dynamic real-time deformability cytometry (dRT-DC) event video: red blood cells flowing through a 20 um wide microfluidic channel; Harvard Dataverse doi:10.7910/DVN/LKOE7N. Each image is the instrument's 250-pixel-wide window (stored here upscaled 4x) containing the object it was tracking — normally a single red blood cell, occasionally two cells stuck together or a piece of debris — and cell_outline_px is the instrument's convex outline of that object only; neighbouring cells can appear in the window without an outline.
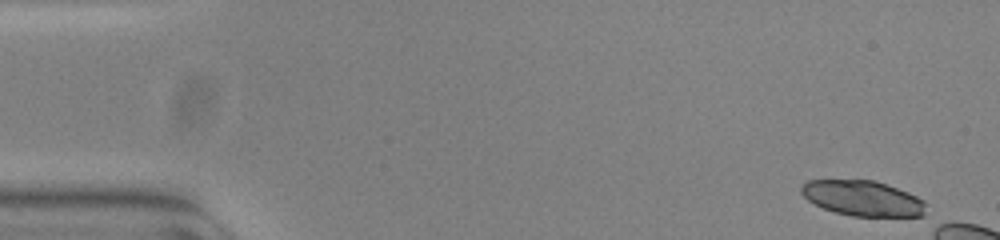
{"species": "common noctule bat (a hibernating species)", "species_latin": "Nyctalus noctula", "temperature_condition": "warm", "stored_images_in_passage": 8, "camera_frame_rate_fps": 3000, "um_per_image_px": 0.085, "animal": {"sex": "female", "body_mass_g": 23.0, "forearm_length_mm": 53.4}, "frame": {"image": 1, "passage_image": 1, "time_ms": 0.0, "image_size_px": [1000, 240], "cell_outline_px": [[924, 220], [852, 216], [836, 212], [824, 208], [808, 200], [800, 192], [800, 184], [808, 180], [876, 180], [908, 192], [924, 200]], "centroid_in_image_um": [73.43, 16.9], "position_along_channel_um": 11.6, "area_um2": 26.65}}